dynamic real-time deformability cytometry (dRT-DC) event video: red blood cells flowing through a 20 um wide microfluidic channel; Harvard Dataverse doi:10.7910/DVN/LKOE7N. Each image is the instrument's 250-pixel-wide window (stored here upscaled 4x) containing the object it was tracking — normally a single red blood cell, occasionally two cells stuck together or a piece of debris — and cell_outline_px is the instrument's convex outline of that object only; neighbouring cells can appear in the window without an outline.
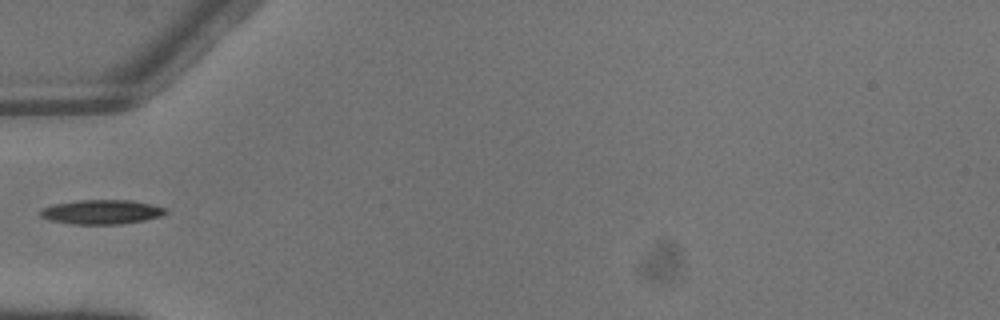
{"species": "common noctule bat (a hibernating species)", "species_latin": "Nyctalus noctula", "temperature_condition": "warm", "stored_images_in_passage": 1, "camera_frame_rate_fps": 3000, "um_per_image_px": 0.085, "animal": {"sex": "male", "body_mass_g": 13.3}, "frame": {"image": 1, "passage_image": 1, "time_ms": 0.0, "image_size_px": [1000, 320], "cell_outline_px": [[168, 212], [160, 216], [144, 220], [120, 224], [72, 224], [48, 220], [40, 216], [40, 212], [44, 208], [56, 204], [80, 200], [132, 200], [152, 204], [168, 208]], "centroid_in_image_um": [8.68, 18.01], "position_along_channel_um": 76.3, "area_um2": 17.74}}